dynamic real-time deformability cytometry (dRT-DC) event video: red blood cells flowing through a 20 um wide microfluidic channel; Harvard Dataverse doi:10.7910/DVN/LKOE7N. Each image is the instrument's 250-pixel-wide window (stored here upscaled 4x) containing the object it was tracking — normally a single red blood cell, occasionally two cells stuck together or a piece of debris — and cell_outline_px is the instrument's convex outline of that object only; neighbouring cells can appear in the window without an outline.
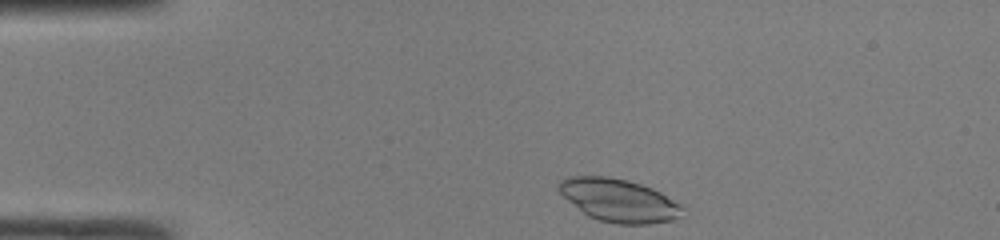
{"species": "common noctule bat (a hibernating species)", "species_latin": "Nyctalus noctula", "temperature_condition": "room temperature", "stored_images_in_passage": 36, "camera_frame_rate_fps": 3000, "um_per_image_px": 0.085, "animal": {"sex": "male", "body_mass_g": 19.0, "forearm_length_mm": 50.8}, "frame": {"image": 1, "passage_image": 1, "time_ms": 0.0, "image_size_px": [1000, 240], "cell_outline_px": [[688, 216], [672, 220], [648, 224], [616, 224], [600, 220], [588, 216], [568, 200], [556, 188], [556, 184], [560, 180], [568, 176], [608, 176], [628, 180], [652, 188], [684, 204]], "centroid_in_image_um": [52.68, 17.03], "position_along_channel_um": 32.3, "area_um2": 31.5}}
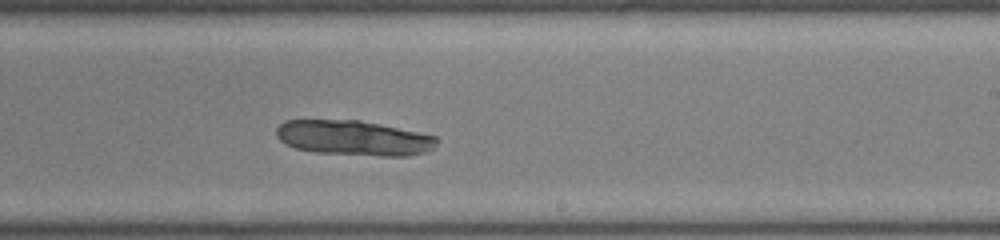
{"frame": {"image": 2, "passage_image": 21, "time_ms": 6.667, "image_size_px": [1000, 240], "cell_outline_px": [[440, 140], [432, 148], [424, 152], [408, 156], [380, 156], [316, 152], [296, 148], [284, 144], [276, 136], [276, 128], [284, 120], [360, 120], [380, 124], [436, 136]], "centroid_in_image_um": [30.04, 11.72], "position_along_channel_um": 259.0, "area_um2": 32.71}}
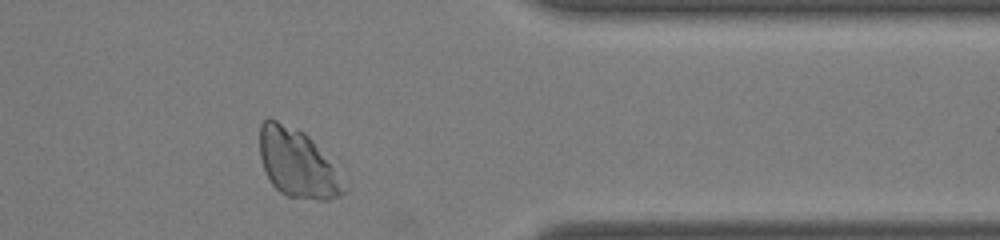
{"frame": {"image": 3, "passage_image": 31, "time_ms": 10.0, "image_size_px": [1000, 240], "cell_outline_px": [[348, 188], [340, 196], [328, 200], [316, 200], [288, 196], [280, 192], [272, 184], [264, 168], [260, 156], [260, 124], [268, 116], [304, 132], [312, 140]], "centroid_in_image_um": [25.24, 13.89], "position_along_channel_um": 386.2, "area_um2": 32.89}}